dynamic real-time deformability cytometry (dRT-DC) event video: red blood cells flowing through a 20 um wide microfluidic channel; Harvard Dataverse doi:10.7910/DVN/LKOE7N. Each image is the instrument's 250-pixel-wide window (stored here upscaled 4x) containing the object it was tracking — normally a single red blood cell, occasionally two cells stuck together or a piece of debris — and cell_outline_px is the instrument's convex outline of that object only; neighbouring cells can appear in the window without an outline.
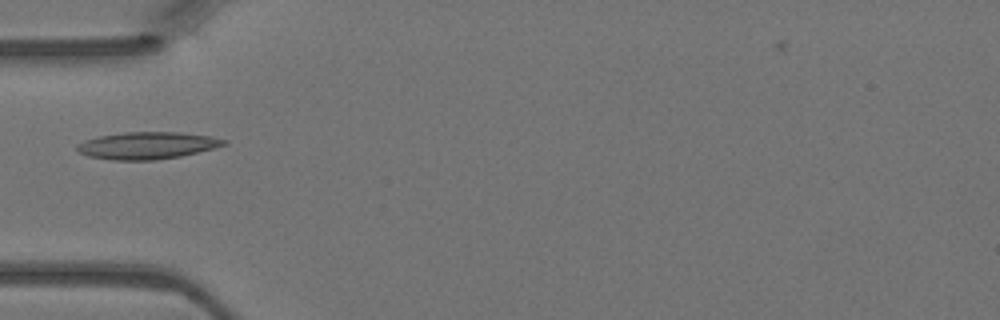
{"species": "Egyptian fruit bat (a non-hibernating species)", "species_latin": "Rousettus aegyptiacus", "temperature_condition": "warm", "stored_images_in_passage": 4, "camera_frame_rate_fps": 3000, "um_per_image_px": 0.085, "animal": {"sex": "female"}, "frame": {"image": 1, "passage_image": 4, "time_ms": 1.0, "image_size_px": [1000, 320], "cell_outline_px": [[228, 144], [180, 156], [156, 160], [112, 160], [88, 156], [80, 152], [76, 148], [76, 144], [84, 140], [100, 136], [124, 132], [180, 132], [212, 136], [228, 140]], "centroid_in_image_um": [12.51, 12.36], "position_along_channel_um": 72.5, "area_um2": 23.18}}